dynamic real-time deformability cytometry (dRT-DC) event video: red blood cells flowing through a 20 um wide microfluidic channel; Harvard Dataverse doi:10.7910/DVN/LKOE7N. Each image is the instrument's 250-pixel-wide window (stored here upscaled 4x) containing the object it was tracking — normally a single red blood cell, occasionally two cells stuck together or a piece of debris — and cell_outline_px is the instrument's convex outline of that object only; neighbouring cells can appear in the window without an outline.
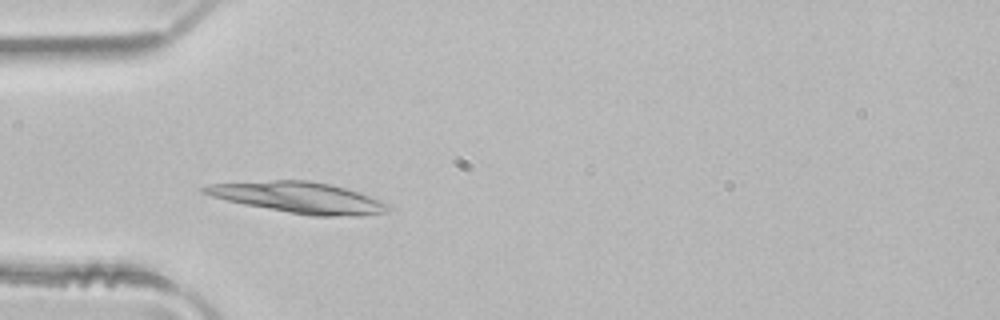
{"species": "common noctule bat (a hibernating species)", "species_latin": "Nyctalus noctula", "temperature_condition": "room temperature", "stored_images_in_passage": 1, "camera_frame_rate_fps": 3000, "um_per_image_px": 0.085, "animal": {"sex": "male", "body_mass_g": 21.5, "forearm_length_mm": 52.0}, "frame": {"image": 1, "passage_image": 1, "time_ms": 0.0, "image_size_px": [1000, 320], "cell_outline_px": [[392, 208], [388, 212], [360, 216], [308, 216], [244, 204], [212, 196], [200, 192], [196, 188], [208, 184], [272, 180], [308, 180], [328, 184], [360, 192], [388, 204]], "centroid_in_image_um": [25.38, 16.8], "position_along_channel_um": 59.6, "area_um2": 33.29}}